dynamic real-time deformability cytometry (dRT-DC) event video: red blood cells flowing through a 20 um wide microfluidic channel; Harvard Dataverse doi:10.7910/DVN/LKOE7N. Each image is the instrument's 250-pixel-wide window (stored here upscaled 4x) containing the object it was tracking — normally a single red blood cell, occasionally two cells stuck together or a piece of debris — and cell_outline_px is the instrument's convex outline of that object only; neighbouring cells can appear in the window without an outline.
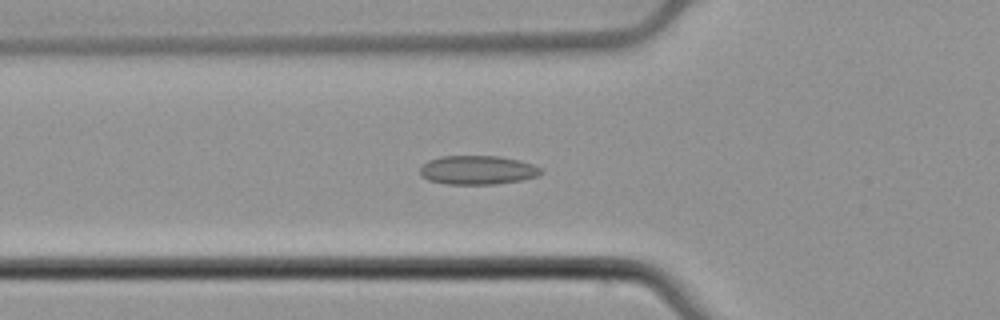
{"species": "common noctule bat (a hibernating species)", "species_latin": "Nyctalus noctula", "temperature_condition": "cold", "stored_images_in_passage": 53, "segment_of_instrument_passage": [1, 2], "camera_frame_rate_fps": 3000, "um_per_image_px": 0.085, "animal": {"sex": "male", "body_mass_g": 21.5, "forearm_length_mm": 52.0}, "frame": {"image": 1, "passage_image": 17, "time_ms": 5.333, "image_size_px": [1000, 320], "cell_outline_px": [[544, 172], [536, 176], [524, 180], [496, 184], [444, 184], [428, 180], [420, 176], [420, 168], [428, 160], [440, 156], [500, 156], [532, 164], [540, 168]], "centroid_in_image_um": [40.57, 14.46], "position_along_channel_um": 85.2, "area_um2": 20.46}}
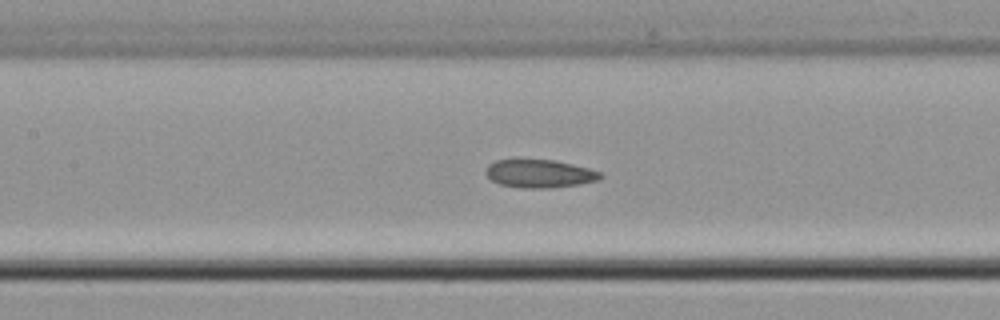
{"frame": {"image": 2, "passage_image": 23, "time_ms": 7.333, "image_size_px": [1000, 320], "cell_outline_px": [[604, 176], [600, 180], [580, 184], [548, 188], [520, 188], [500, 184], [492, 180], [484, 172], [488, 164], [496, 160], [556, 160], [588, 168], [600, 172]], "centroid_in_image_um": [45.87, 14.76], "position_along_channel_um": 161.5, "area_um2": 18.79}}
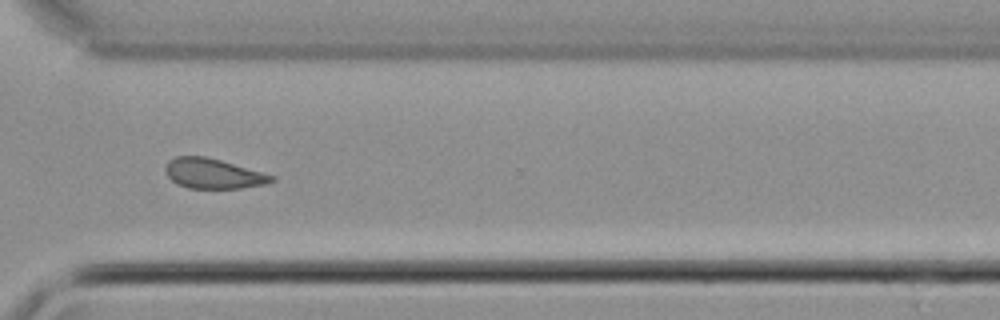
{"frame": {"image": 3, "passage_image": 38, "time_ms": 12.333, "image_size_px": [1000, 320], "cell_outline_px": [[276, 180], [264, 184], [240, 188], [188, 188], [176, 184], [168, 176], [164, 168], [168, 160], [176, 156], [204, 156], [220, 160], [276, 176]], "centroid_in_image_um": [18.1, 14.75], "position_along_channel_um": 352.5, "area_um2": 18.5}}